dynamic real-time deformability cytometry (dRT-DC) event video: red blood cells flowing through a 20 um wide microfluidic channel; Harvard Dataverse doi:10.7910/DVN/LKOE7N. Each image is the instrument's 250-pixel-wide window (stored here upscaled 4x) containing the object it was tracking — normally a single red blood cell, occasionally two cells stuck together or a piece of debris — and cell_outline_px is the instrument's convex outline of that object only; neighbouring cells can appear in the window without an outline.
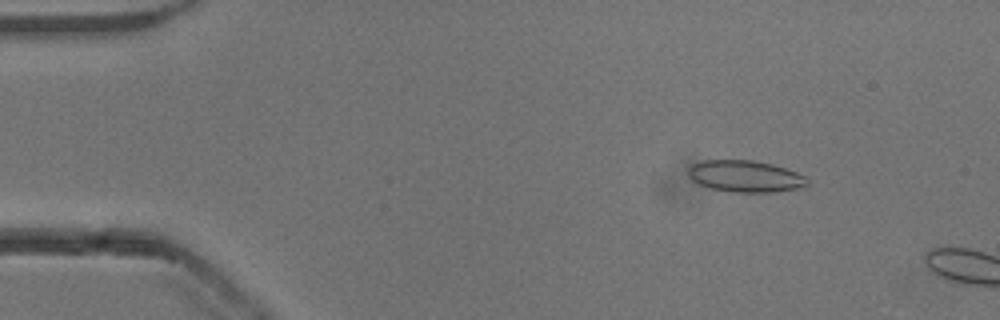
{"species": "common noctule bat (a hibernating species)", "species_latin": "Nyctalus noctula", "temperature_condition": "cold", "stored_images_in_passage": 4, "camera_frame_rate_fps": 3000, "um_per_image_px": 0.085, "animal": {"sex": "male", "body_mass_g": 13.3}, "frame": {"image": 1, "passage_image": 1, "time_ms": 0.0, "image_size_px": [1000, 320], "cell_outline_px": [[808, 184], [796, 188], [772, 192], [732, 192], [712, 188], [700, 184], [692, 180], [688, 176], [688, 168], [692, 164], [704, 160], [752, 160], [772, 164], [796, 172], [804, 176], [808, 180]], "centroid_in_image_um": [63.31, 14.97], "position_along_channel_um": 21.7, "area_um2": 21.73}}